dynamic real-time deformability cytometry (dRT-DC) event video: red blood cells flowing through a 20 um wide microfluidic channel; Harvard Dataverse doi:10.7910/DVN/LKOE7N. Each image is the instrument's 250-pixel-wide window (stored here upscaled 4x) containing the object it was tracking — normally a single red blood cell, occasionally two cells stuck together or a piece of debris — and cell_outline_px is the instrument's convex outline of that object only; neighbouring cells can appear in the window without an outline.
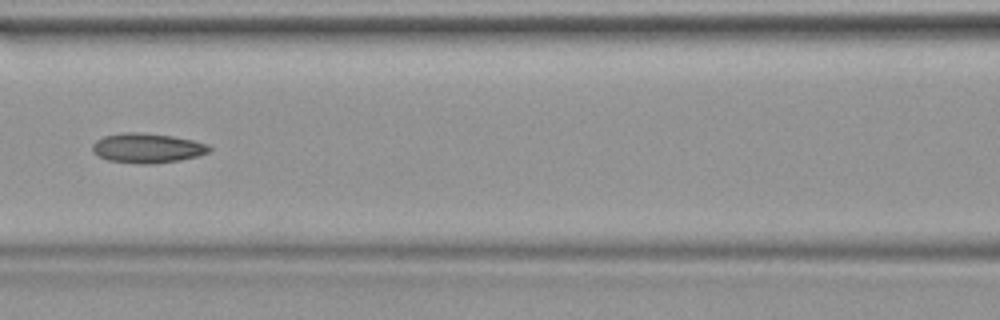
{"species": "common noctule bat (a hibernating species)", "species_latin": "Nyctalus noctula", "temperature_condition": "warm", "stored_images_in_passage": 40, "camera_frame_rate_fps": 3000, "um_per_image_px": 0.085, "animal": {"sex": "female", "body_mass_g": 19.9}, "frame": {"image": 1, "passage_image": 18, "time_ms": 5.667, "image_size_px": [1000, 320], "cell_outline_px": [[212, 148], [208, 152], [196, 156], [180, 160], [148, 164], [144, 164], [108, 160], [92, 152], [92, 144], [96, 140], [104, 136], [120, 132], [140, 132], [172, 136], [192, 140], [208, 144]], "centroid_in_image_um": [12.49, 12.57], "position_along_channel_um": 154.1, "area_um2": 20.11}}